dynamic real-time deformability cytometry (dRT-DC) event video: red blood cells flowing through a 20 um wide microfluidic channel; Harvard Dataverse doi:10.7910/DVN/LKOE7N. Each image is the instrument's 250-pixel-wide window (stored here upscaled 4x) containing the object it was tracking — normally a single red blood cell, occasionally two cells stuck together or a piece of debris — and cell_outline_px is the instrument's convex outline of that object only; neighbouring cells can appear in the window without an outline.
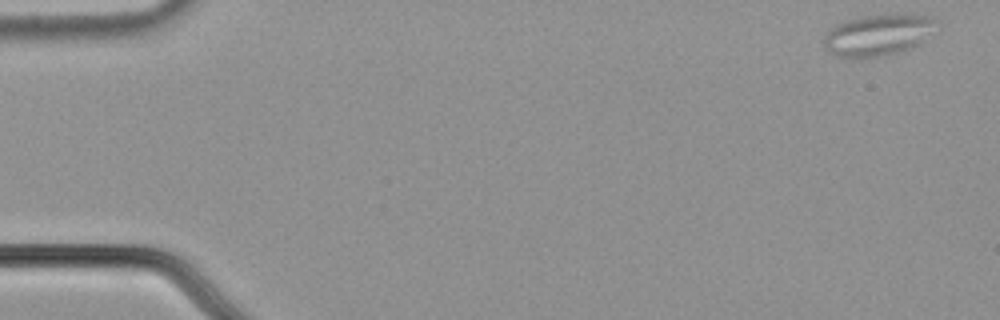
{"species": "common noctule bat (a hibernating species)", "species_latin": "Nyctalus noctula", "temperature_condition": "cold", "stored_images_in_passage": 54, "camera_frame_rate_fps": 3000, "um_per_image_px": 0.085, "animal": {"sex": "male", "body_mass_g": 21.5, "forearm_length_mm": 52.0}, "frame": {"image": 1, "passage_image": 1, "time_ms": 0.0, "image_size_px": [1000, 320], "cell_outline_px": [[940, 24], [924, 40], [912, 48], [900, 52], [880, 56], [836, 56], [828, 52], [824, 48], [824, 36], [836, 24], [844, 20], [860, 16], [892, 12], [904, 12], [928, 16], [940, 20]], "centroid_in_image_um": [74.7, 2.9], "position_along_channel_um": 10.3, "area_um2": 27.8}}
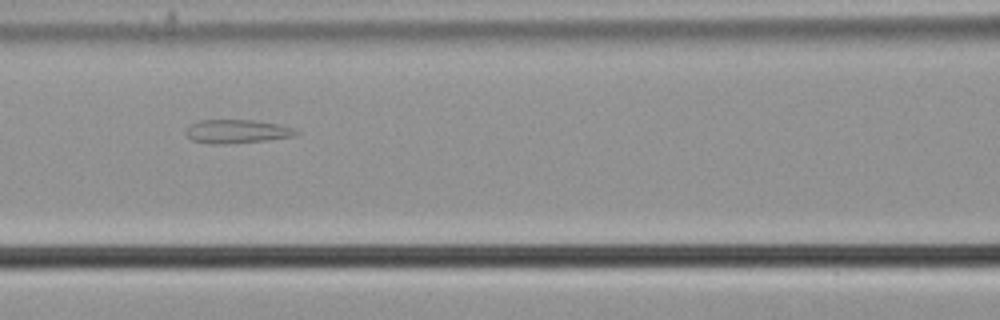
{"frame": {"image": 2, "passage_image": 23, "time_ms": 7.333, "image_size_px": [1000, 320], "cell_outline_px": [[300, 132], [296, 136], [268, 140], [224, 144], [208, 144], [192, 140], [184, 132], [188, 124], [200, 120], [252, 120], [276, 124], [292, 128]], "centroid_in_image_um": [20.09, 11.17], "position_along_channel_um": 146.5, "area_um2": 15.26}}
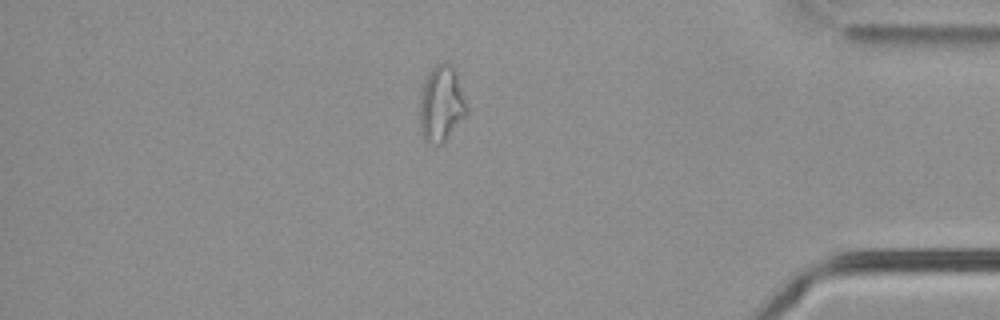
{"frame": {"image": 3, "passage_image": 46, "time_ms": 15.0, "image_size_px": [1000, 320], "cell_outline_px": [[468, 112], [444, 140], [440, 144], [436, 144], [424, 140], [420, 128], [420, 92], [432, 68], [436, 64], [448, 64], [456, 72], [468, 104]], "centroid_in_image_um": [37.52, 8.83], "position_along_channel_um": 397.7, "area_um2": 20.35}, "authors_computed_cell_mechanics": {"area_um2": 20.23, "velocity_mm_per_s": 3.7137, "shape_relaxation_time_tau1_ms": null, "shape_relaxation_time_tau2_ms": 2.3985, "deformation_change_tau1": null, "deformation_change_tau2": 0.1363}}